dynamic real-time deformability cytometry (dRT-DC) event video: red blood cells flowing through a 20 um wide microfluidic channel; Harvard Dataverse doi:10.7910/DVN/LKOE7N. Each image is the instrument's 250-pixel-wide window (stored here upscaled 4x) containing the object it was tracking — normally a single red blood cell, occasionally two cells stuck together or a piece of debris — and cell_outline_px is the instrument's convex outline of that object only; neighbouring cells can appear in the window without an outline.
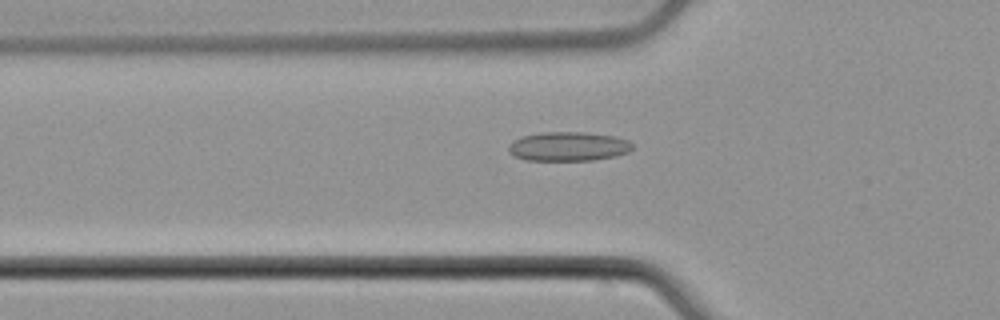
{"species": "common noctule bat (a hibernating species)", "species_latin": "Nyctalus noctula", "temperature_condition": "cold", "stored_images_in_passage": 52, "camera_frame_rate_fps": 3000, "um_per_image_px": 0.085, "animal": {"sex": "male", "body_mass_g": 21.5, "forearm_length_mm": 52.0}, "frame": {"image": 1, "passage_image": 18, "time_ms": 5.667, "image_size_px": [1000, 320], "cell_outline_px": [[632, 148], [628, 152], [616, 156], [592, 160], [524, 160], [512, 156], [508, 152], [508, 144], [512, 140], [520, 136], [540, 132], [584, 132], [616, 136], [628, 140], [632, 144]], "centroid_in_image_um": [48.25, 12.44], "position_along_channel_um": 77.6, "area_um2": 21.39}}
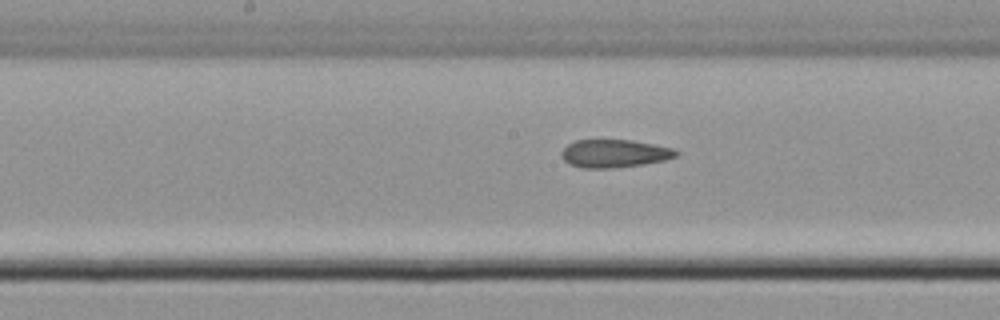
{"frame": {"image": 2, "passage_image": 27, "time_ms": 8.667, "image_size_px": [1000, 320], "cell_outline_px": [[680, 152], [676, 156], [664, 160], [644, 164], [612, 168], [580, 168], [568, 164], [560, 156], [560, 152], [568, 144], [576, 140], [632, 140], [656, 144], [676, 148]], "centroid_in_image_um": [52.23, 13.04], "position_along_channel_um": 196.0, "area_um2": 18.96}}
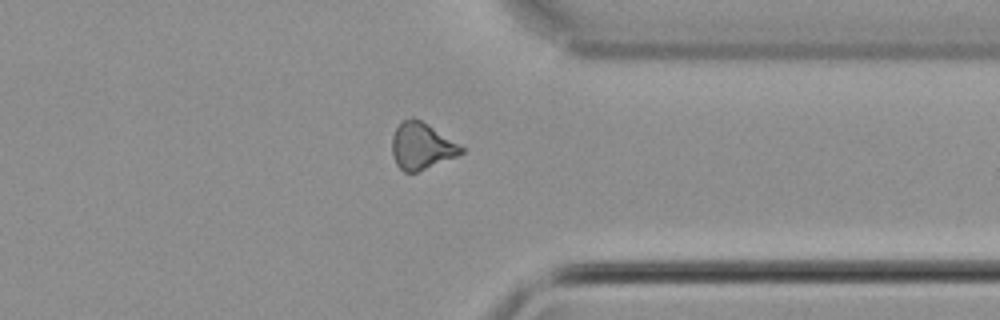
{"frame": {"image": 3, "passage_image": 41, "time_ms": 13.333, "image_size_px": [1000, 320], "cell_outline_px": [[464, 152], [456, 156], [416, 172], [404, 172], [396, 164], [392, 152], [392, 136], [400, 120], [412, 116], [420, 120], [464, 148]], "centroid_in_image_um": [35.77, 12.4], "position_along_channel_um": 375.6, "area_um2": 18.44}, "authors_computed_cell_mechanics": {"area_um2": 19.2763, "velocity_mm_per_s": 3.9384, "shape_relaxation_time_tau1_ms": null, "shape_relaxation_time_tau2_ms": 3.9225, "deformation_change_tau1": null, "deformation_change_tau2": 0.1178}}